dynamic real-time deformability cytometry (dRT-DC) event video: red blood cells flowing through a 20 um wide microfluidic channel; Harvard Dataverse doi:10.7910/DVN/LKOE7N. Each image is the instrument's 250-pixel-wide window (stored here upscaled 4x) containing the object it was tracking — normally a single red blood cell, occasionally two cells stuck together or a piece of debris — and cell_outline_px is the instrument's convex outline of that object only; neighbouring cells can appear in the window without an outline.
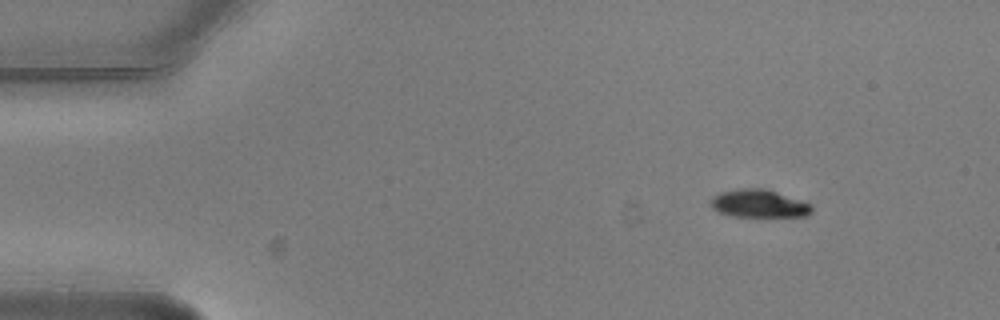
{"species": "common noctule bat (a hibernating species)", "species_latin": "Nyctalus noctula", "temperature_condition": "warm", "stored_images_in_passage": 5, "camera_frame_rate_fps": 3000, "um_per_image_px": 0.085, "animal": {"sex": "male", "body_mass_g": 20.5, "forearm_length_mm": 52.5}, "frame": {"image": 1, "passage_image": 2, "time_ms": 0.333, "image_size_px": [1000, 320], "cell_outline_px": [[812, 212], [808, 216], [728, 216], [712, 208], [712, 196], [720, 192], [740, 188], [764, 188], [812, 204]], "centroid_in_image_um": [64.51, 17.3], "position_along_channel_um": 20.5, "area_um2": 16.3}}
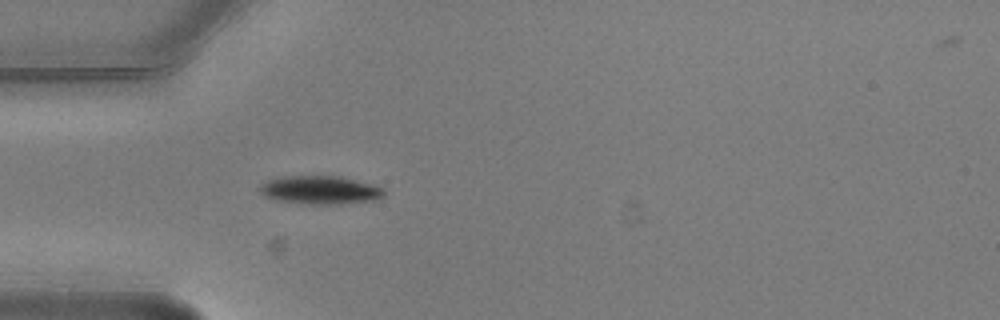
{"frame": {"image": 2, "passage_image": 5, "time_ms": 1.333, "image_size_px": [1000, 320], "cell_outline_px": [[384, 196], [376, 200], [340, 204], [312, 204], [280, 200], [264, 196], [260, 192], [260, 184], [268, 180], [280, 176], [340, 176], [372, 184], [384, 188]], "centroid_in_image_um": [27.24, 16.14], "position_along_channel_um": 57.8, "area_um2": 20.46}}